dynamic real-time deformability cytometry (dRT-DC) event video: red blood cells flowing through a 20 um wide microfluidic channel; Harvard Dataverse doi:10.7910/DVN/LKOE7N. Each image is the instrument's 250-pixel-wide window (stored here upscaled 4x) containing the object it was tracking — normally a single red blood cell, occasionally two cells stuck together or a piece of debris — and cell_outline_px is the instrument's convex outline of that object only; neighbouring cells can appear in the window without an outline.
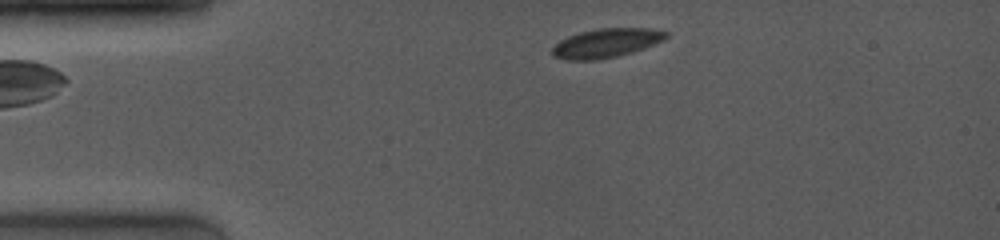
{"species": "common noctule bat (a hibernating species)", "species_latin": "Nyctalus noctula", "temperature_condition": "room temperature", "stored_images_in_passage": 7, "camera_frame_rate_fps": 4000, "um_per_image_px": 0.085, "animal": {"sex": "female", "body_mass_g": 19.0, "forearm_length_mm": 53.3}, "frame": {"image": 1, "passage_image": 1, "time_ms": 0.0, "image_size_px": [1000, 240], "cell_outline_px": [[668, 36], [664, 40], [656, 44], [632, 52], [616, 56], [596, 60], [568, 60], [552, 56], [552, 48], [560, 40], [568, 36], [580, 32], [600, 28], [652, 28], [668, 32]], "centroid_in_image_um": [51.55, 3.65], "position_along_channel_um": 33.5, "area_um2": 19.31}}
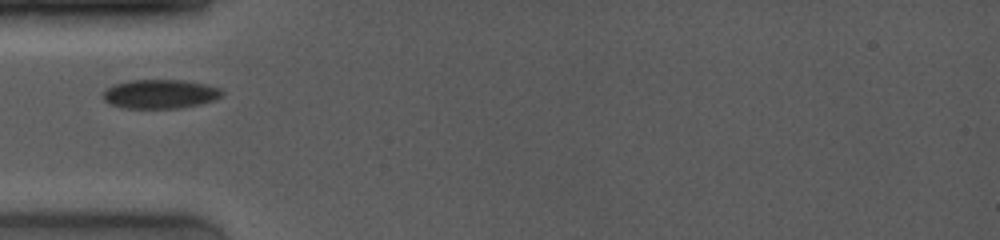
{"frame": {"image": 2, "passage_image": 3, "time_ms": 2.0, "image_size_px": [1000, 240], "cell_outline_px": [[224, 92], [220, 96], [212, 100], [200, 104], [180, 108], [124, 108], [108, 104], [104, 100], [104, 92], [108, 88], [116, 84], [128, 80], [184, 80], [204, 84], [220, 88]], "centroid_in_image_um": [13.6, 7.99], "position_along_channel_um": 71.4, "area_um2": 20.0}}
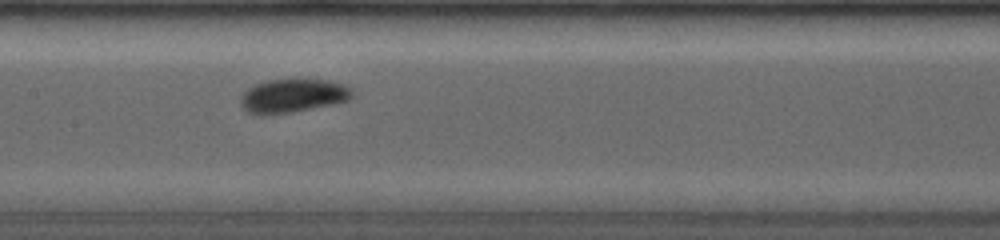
{"frame": {"image": 3, "passage_image": 6, "time_ms": 4.75, "image_size_px": [1000, 240], "cell_outline_px": [[352, 96], [348, 100], [332, 104], [292, 112], [260, 116], [248, 112], [240, 104], [240, 96], [248, 88], [256, 84], [268, 80], [324, 80], [340, 84], [352, 88]], "centroid_in_image_um": [24.83, 8.16], "position_along_channel_um": 182.6, "area_um2": 21.62}}